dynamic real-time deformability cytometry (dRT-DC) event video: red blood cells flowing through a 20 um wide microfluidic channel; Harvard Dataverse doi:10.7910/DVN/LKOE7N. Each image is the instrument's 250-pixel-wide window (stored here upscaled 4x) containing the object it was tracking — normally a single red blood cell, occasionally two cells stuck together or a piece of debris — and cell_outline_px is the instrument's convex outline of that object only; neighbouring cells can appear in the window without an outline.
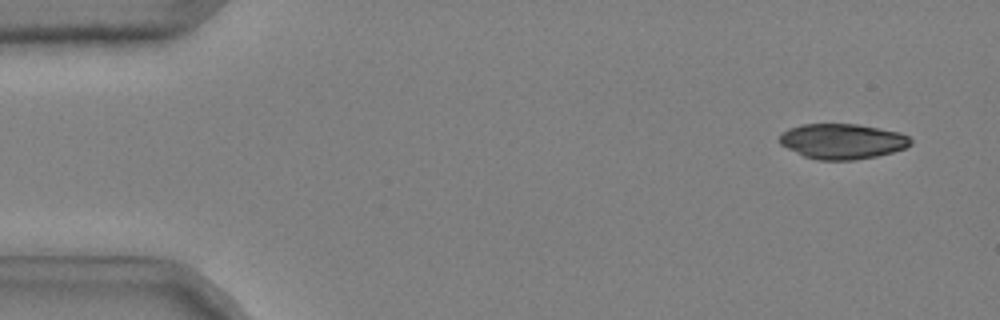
{"species": "common noctule bat (a hibernating species)", "species_latin": "Nyctalus noctula", "temperature_condition": "cold", "stored_images_in_passage": 49, "camera_frame_rate_fps": 3000, "um_per_image_px": 0.085, "animal": {"sex": "male", "body_mass_g": 20.4}, "frame": {"image": 1, "passage_image": 3, "time_ms": 0.667, "image_size_px": [1000, 320], "cell_outline_px": [[912, 144], [904, 148], [892, 152], [876, 156], [856, 160], [820, 160], [804, 156], [780, 144], [780, 136], [788, 128], [800, 124], [856, 124], [900, 132], [908, 136], [912, 140]], "centroid_in_image_um": [71.61, 12.01], "position_along_channel_um": 13.4, "area_um2": 26.82}}